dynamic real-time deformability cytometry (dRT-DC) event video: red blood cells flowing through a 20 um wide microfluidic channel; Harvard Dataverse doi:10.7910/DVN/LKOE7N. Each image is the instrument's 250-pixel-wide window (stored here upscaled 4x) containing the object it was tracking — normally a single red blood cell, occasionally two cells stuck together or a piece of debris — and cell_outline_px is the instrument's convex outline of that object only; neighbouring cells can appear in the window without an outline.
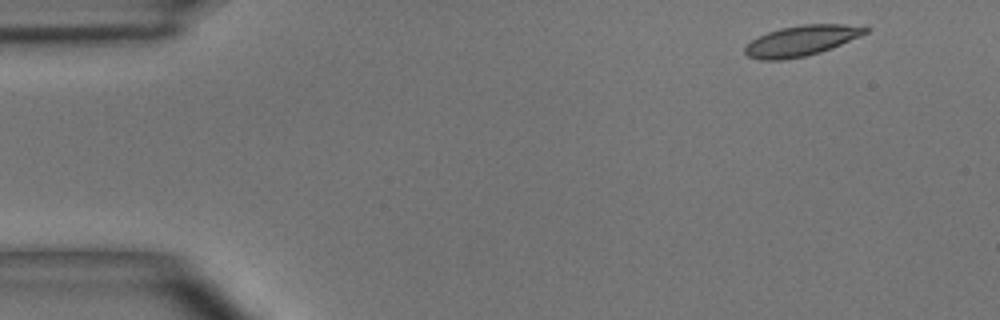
{"species": "common noctule bat (a hibernating species)", "species_latin": "Nyctalus noctula", "temperature_condition": "room temperature", "stored_images_in_passage": 5, "camera_frame_rate_fps": 3000, "um_per_image_px": 0.085, "animal": {"sex": "male", "body_mass_g": 15.6}, "frame": {"image": 1, "passage_image": 1, "time_ms": 0.0, "image_size_px": [1000, 320], "cell_outline_px": [[872, 28], [868, 32], [860, 36], [832, 48], [820, 52], [804, 56], [780, 60], [760, 60], [748, 56], [744, 52], [744, 48], [752, 40], [768, 32], [780, 28], [800, 24], [844, 24]], "centroid_in_image_um": [68.13, 3.45], "position_along_channel_um": 16.9, "area_um2": 21.27}}
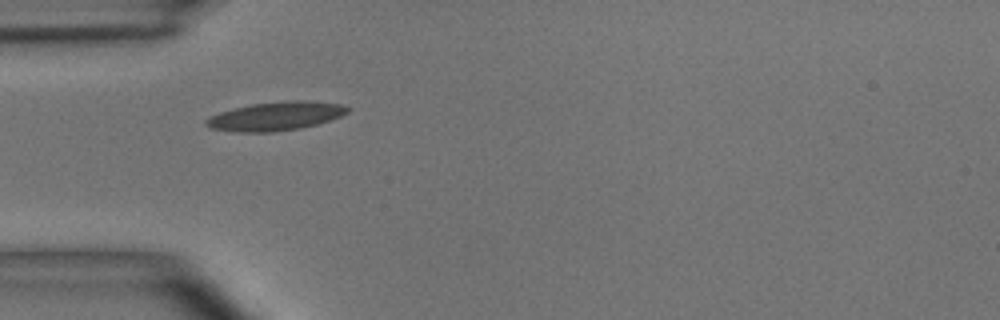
{"frame": {"image": 2, "passage_image": 4, "time_ms": 3.667, "image_size_px": [1000, 320], "cell_outline_px": [[352, 108], [348, 112], [340, 116], [316, 124], [300, 128], [272, 132], [236, 132], [208, 128], [204, 124], [204, 120], [220, 112], [252, 104], [284, 100], [300, 100], [340, 104]], "centroid_in_image_um": [23.41, 9.88], "position_along_channel_um": 61.6, "area_um2": 23.52}}
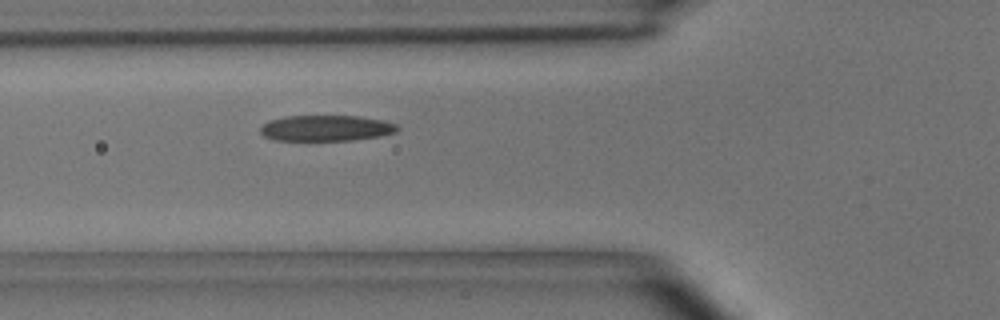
{"frame": {"image": 3, "passage_image": 5, "time_ms": 4.667, "image_size_px": [1000, 320], "cell_outline_px": [[400, 128], [396, 132], [380, 136], [352, 140], [272, 140], [264, 136], [260, 132], [260, 128], [268, 120], [284, 116], [360, 116], [384, 120], [396, 124]], "centroid_in_image_um": [27.72, 10.88], "position_along_channel_um": 98.1, "area_um2": 20.75}}